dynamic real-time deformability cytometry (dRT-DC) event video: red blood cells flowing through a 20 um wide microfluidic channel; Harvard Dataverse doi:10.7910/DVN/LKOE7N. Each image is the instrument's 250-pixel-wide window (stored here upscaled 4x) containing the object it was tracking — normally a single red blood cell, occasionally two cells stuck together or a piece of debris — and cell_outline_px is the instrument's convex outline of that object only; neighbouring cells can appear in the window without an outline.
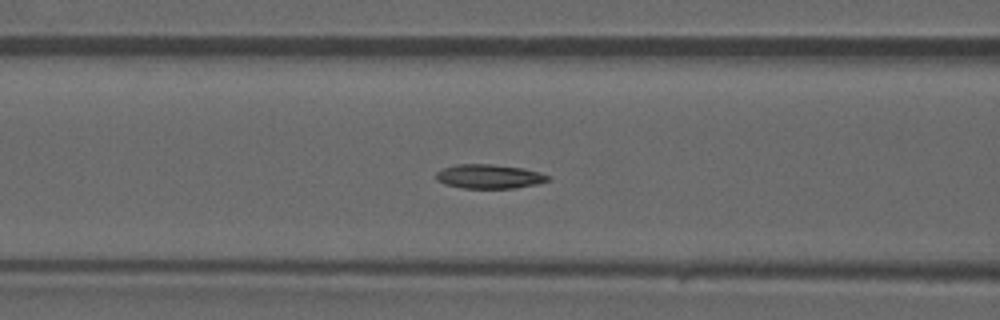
{"species": "common noctule bat (a hibernating species)", "species_latin": "Nyctalus noctula", "temperature_condition": "warm", "stored_images_in_passage": 30, "camera_frame_rate_fps": 3000, "um_per_image_px": 0.085, "animal": {"sex": "male", "forearm_length_mm": 52.5}, "frame": {"image": 1, "passage_image": 18, "time_ms": 5.667, "image_size_px": [1000, 320], "cell_outline_px": [[552, 180], [536, 184], [516, 188], [464, 188], [444, 184], [436, 180], [436, 172], [444, 168], [456, 164], [492, 164], [524, 168], [540, 172], [552, 176]], "centroid_in_image_um": [41.62, 15.0], "position_along_channel_um": 125.0, "area_um2": 15.95}}
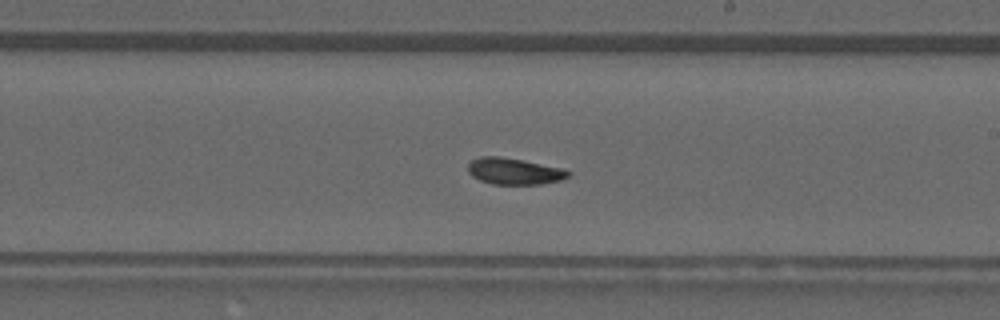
{"frame": {"image": 2, "passage_image": 26, "time_ms": 8.333, "image_size_px": [1000, 320], "cell_outline_px": [[572, 172], [568, 176], [560, 180], [540, 184], [492, 184], [480, 180], [472, 176], [468, 172], [468, 164], [472, 160], [480, 156], [500, 156], [564, 168]], "centroid_in_image_um": [43.7, 14.55], "position_along_channel_um": 245.3, "area_um2": 15.43}}